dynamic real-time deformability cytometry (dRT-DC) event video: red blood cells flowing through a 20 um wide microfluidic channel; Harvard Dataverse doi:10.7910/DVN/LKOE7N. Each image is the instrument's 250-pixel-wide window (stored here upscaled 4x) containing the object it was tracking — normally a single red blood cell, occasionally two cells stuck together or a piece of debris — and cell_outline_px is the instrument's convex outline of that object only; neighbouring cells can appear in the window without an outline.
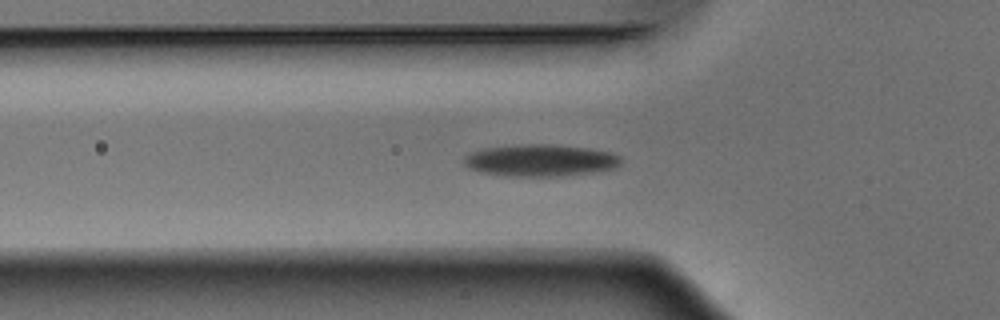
{"species": "Egyptian fruit bat (a non-hibernating species)", "species_latin": "Rousettus aegyptiacus", "temperature_condition": "warm", "stored_images_in_passage": 52, "camera_frame_rate_fps": 3000, "um_per_image_px": 0.085, "animal": {"sex": "male"}, "frame": {"image": 1, "passage_image": 17, "time_ms": 5.333, "image_size_px": [1000, 320], "cell_outline_px": [[624, 160], [616, 168], [592, 172], [560, 176], [504, 176], [480, 172], [468, 168], [464, 164], [464, 156], [472, 152], [484, 148], [524, 144], [552, 144], [588, 148], [608, 152], [620, 156]], "centroid_in_image_um": [45.93, 13.63], "position_along_channel_um": 79.9, "area_um2": 29.3}}
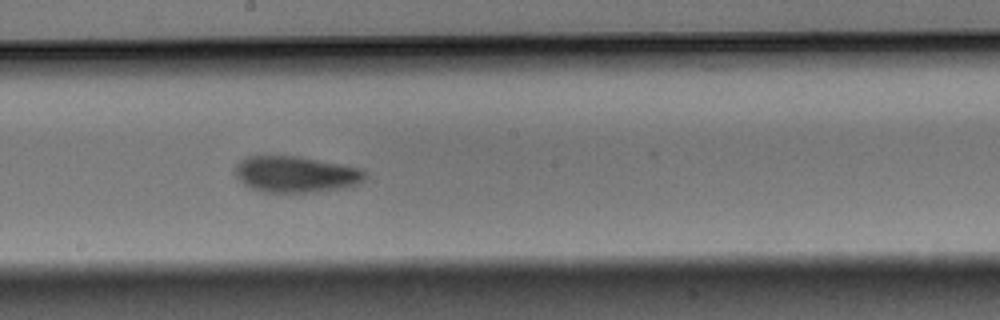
{"frame": {"image": 2, "passage_image": 28, "time_ms": 9.0, "image_size_px": [1000, 320], "cell_outline_px": [[368, 176], [364, 180], [356, 184], [340, 188], [308, 192], [264, 192], [252, 188], [244, 184], [236, 176], [236, 164], [240, 160], [248, 156], [300, 156], [364, 168], [368, 172]], "centroid_in_image_um": [25.19, 14.8], "position_along_channel_um": 223.0, "area_um2": 27.51}}
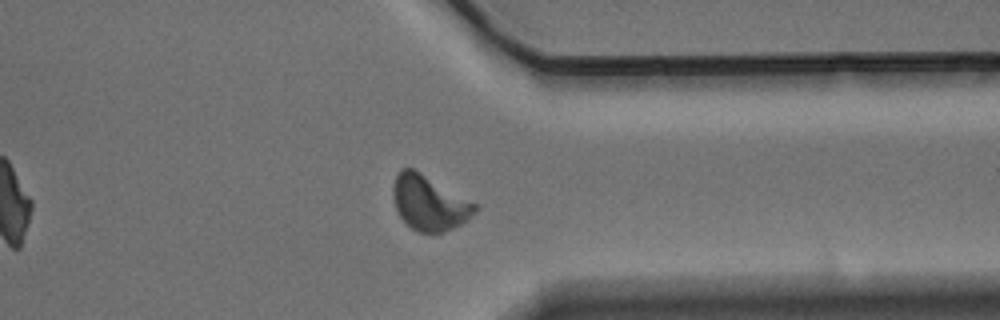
{"frame": {"image": 3, "passage_image": 40, "time_ms": 13.0, "image_size_px": [1000, 320], "cell_outline_px": [[480, 208], [460, 224], [444, 232], [420, 232], [412, 228], [400, 216], [396, 208], [392, 192], [392, 188], [396, 176], [400, 168], [412, 168], [420, 172], [480, 204]], "centroid_in_image_um": [36.51, 17.22], "position_along_channel_um": 374.9, "area_um2": 26.13}, "authors_computed_cell_mechanics": {"area_um2": 26.1256, "velocity_mm_per_s": 3.8857, "shape_relaxation_time_tau1_ms": 3.1368, "shape_relaxation_time_tau2_ms": 3.833, "deformation_change_tau1": 0.1223, "deformation_change_tau2": 0.0951}}